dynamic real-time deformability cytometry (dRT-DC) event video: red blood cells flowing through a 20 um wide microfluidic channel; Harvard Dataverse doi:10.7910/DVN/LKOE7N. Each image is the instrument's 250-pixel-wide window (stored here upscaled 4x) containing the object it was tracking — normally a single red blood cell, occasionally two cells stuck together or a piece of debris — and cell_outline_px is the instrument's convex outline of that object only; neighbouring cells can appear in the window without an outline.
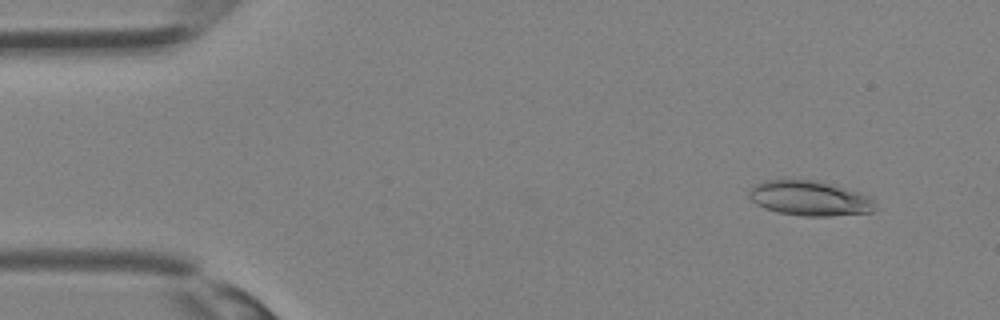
{"species": "Egyptian fruit bat (a non-hibernating species)", "species_latin": "Rousettus aegyptiacus", "temperature_condition": "room temperature", "stored_images_in_passage": 34, "camera_frame_rate_fps": 3000, "um_per_image_px": 0.085, "animal": {"sex": "female"}, "frame": {"image": 1, "passage_image": 3, "time_ms": 0.667, "image_size_px": [1000, 320], "cell_outline_px": [[868, 212], [816, 216], [812, 216], [780, 212], [768, 208], [752, 200], [752, 192], [760, 184], [780, 180], [796, 180], [820, 184], [856, 196], [864, 200]], "centroid_in_image_um": [68.57, 16.9], "position_along_channel_um": 16.4, "area_um2": 21.56}}
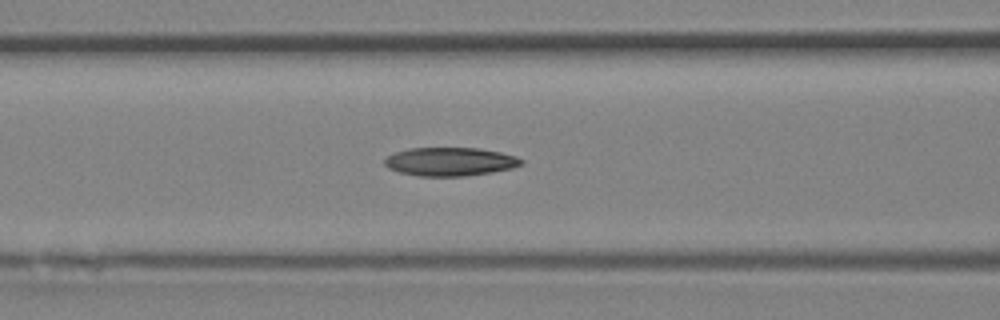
{"frame": {"image": 2, "passage_image": 14, "time_ms": 4.333, "image_size_px": [1000, 320], "cell_outline_px": [[520, 164], [508, 168], [488, 172], [460, 176], [424, 176], [400, 172], [384, 164], [384, 160], [388, 156], [396, 152], [412, 148], [476, 148], [496, 152], [512, 156], [520, 160]], "centroid_in_image_um": [38.16, 13.73], "position_along_channel_um": 128.4, "area_um2": 21.68}}
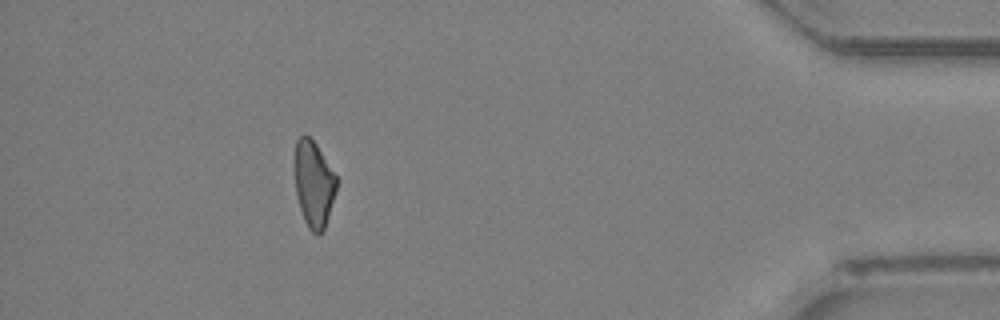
{"frame": {"image": 3, "passage_image": 31, "time_ms": 10.0, "image_size_px": [1000, 320], "cell_outline_px": [[336, 188], [324, 228], [320, 232], [312, 232], [308, 228], [300, 208], [296, 192], [296, 140], [300, 136], [308, 136], [316, 144], [336, 176]], "centroid_in_image_um": [26.67, 15.62], "position_along_channel_um": 408.5, "area_um2": 20.06}}